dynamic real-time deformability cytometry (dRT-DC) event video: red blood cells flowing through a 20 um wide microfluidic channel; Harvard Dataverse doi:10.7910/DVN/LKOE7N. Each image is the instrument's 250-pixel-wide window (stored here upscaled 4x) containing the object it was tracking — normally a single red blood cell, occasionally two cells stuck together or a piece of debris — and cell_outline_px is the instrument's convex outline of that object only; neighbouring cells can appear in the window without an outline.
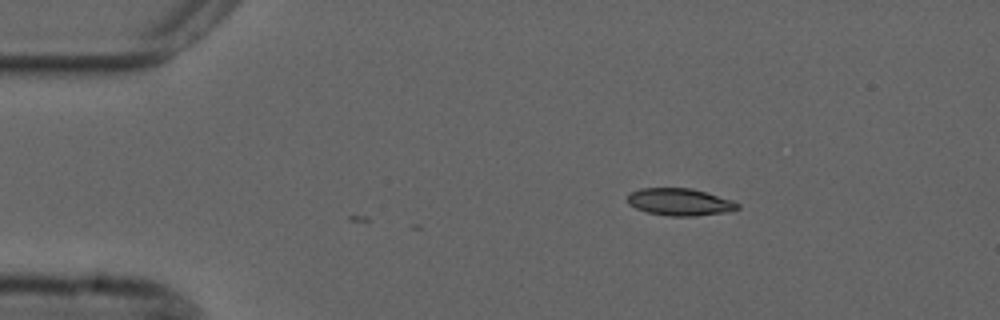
{"species": "common noctule bat (a hibernating species)", "species_latin": "Nyctalus noctula", "temperature_condition": "cold", "stored_images_in_passage": 4, "camera_frame_rate_fps": 3000, "um_per_image_px": 0.085, "animal": {"sex": "male", "forearm_length_mm": 52.5}, "frame": {"image": 1, "passage_image": 4, "time_ms": 1.0, "image_size_px": [1000, 320], "cell_outline_px": [[740, 208], [724, 212], [692, 216], [668, 216], [648, 212], [636, 208], [628, 204], [628, 196], [632, 192], [640, 188], [692, 188], [732, 200], [740, 204]], "centroid_in_image_um": [57.78, 17.16], "position_along_channel_um": 27.2, "area_um2": 17.28}}